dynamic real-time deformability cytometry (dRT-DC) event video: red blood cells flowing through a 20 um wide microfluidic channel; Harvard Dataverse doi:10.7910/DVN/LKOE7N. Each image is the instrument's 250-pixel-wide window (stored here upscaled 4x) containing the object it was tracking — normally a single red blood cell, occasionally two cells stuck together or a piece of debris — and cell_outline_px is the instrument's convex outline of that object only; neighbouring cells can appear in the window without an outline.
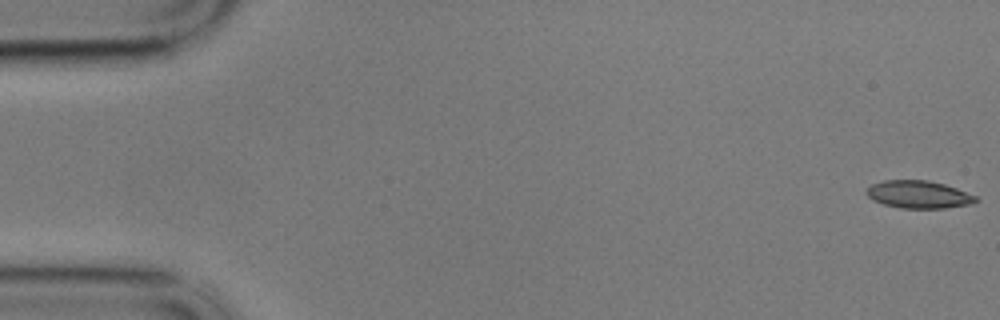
{"species": "common noctule bat (a hibernating species)", "species_latin": "Nyctalus noctula", "temperature_condition": "cold", "stored_images_in_passage": 58, "camera_frame_rate_fps": 3000, "um_per_image_px": 0.085, "animal": {"sex": "male", "body_mass_g": 17.9}, "frame": {"image": 1, "passage_image": 1, "time_ms": 0.0, "image_size_px": [1000, 320], "cell_outline_px": [[980, 200], [968, 204], [944, 208], [900, 208], [884, 204], [872, 200], [868, 196], [868, 188], [872, 184], [884, 180], [928, 180], [944, 184], [956, 188], [976, 196]], "centroid_in_image_um": [78.08, 16.53], "position_along_channel_um": 6.9, "area_um2": 17.4}}
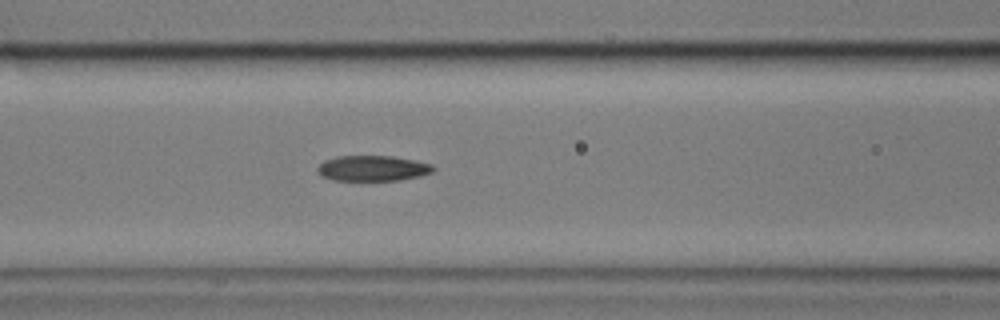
{"frame": {"image": 2, "passage_image": 24, "time_ms": 7.667, "image_size_px": [1000, 320], "cell_outline_px": [[436, 168], [432, 172], [420, 176], [400, 180], [332, 180], [324, 176], [316, 168], [324, 160], [336, 156], [392, 156], [416, 160], [432, 164]], "centroid_in_image_um": [31.72, 14.29], "position_along_channel_um": 134.9, "area_um2": 17.17}}
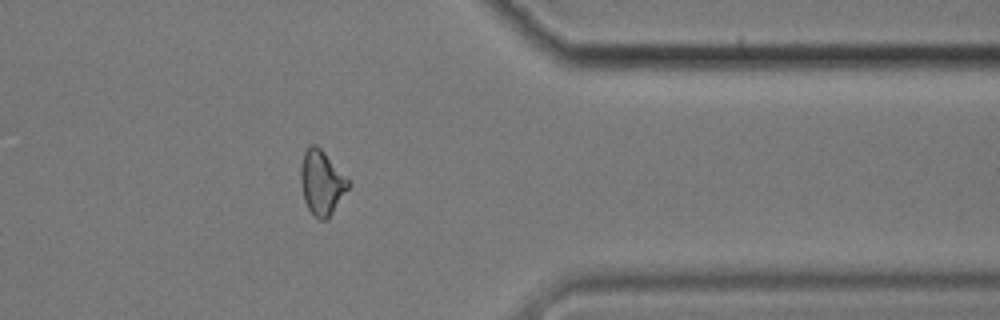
{"frame": {"image": 3, "passage_image": 47, "time_ms": 15.333, "image_size_px": [1000, 320], "cell_outline_px": [[352, 184], [328, 220], [320, 220], [308, 208], [304, 200], [300, 184], [300, 168], [304, 152], [308, 144], [316, 144], [352, 180]], "centroid_in_image_um": [27.38, 15.51], "position_along_channel_um": 384.0, "area_um2": 18.38}, "authors_computed_cell_mechanics": {"area_um2": 17.8024, "velocity_mm_per_s": 3.4213, "shape_relaxation_time_tau1_ms": 7.4163, "shape_relaxation_time_tau2_ms": 3.6554, "deformation_change_tau1": 0.1808, "deformation_change_tau2": 0.1136}}